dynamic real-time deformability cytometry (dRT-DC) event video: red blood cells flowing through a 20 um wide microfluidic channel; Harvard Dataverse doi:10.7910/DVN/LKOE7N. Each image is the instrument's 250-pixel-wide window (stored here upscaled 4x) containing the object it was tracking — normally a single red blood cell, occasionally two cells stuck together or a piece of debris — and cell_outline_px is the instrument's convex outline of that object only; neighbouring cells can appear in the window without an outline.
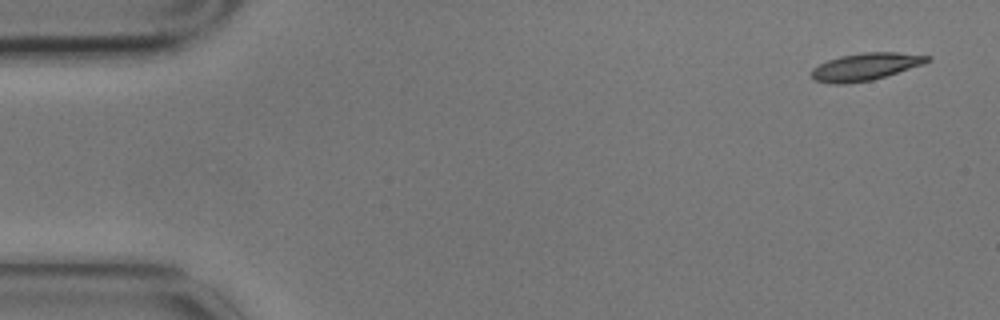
{"species": "common noctule bat (a hibernating species)", "species_latin": "Nyctalus noctula", "temperature_condition": "cold", "stored_images_in_passage": 7, "camera_frame_rate_fps": 3000, "um_per_image_px": 0.085, "animal": {"sex": "male", "body_mass_g": 17.9}, "frame": {"image": 1, "passage_image": 1, "time_ms": 0.0, "image_size_px": [1000, 320], "cell_outline_px": [[932, 60], [924, 64], [872, 80], [844, 84], [832, 84], [812, 80], [812, 68], [828, 60], [840, 56], [864, 52], [896, 52], [932, 56]], "centroid_in_image_um": [73.57, 5.67], "position_along_channel_um": 11.4, "area_um2": 18.5}}
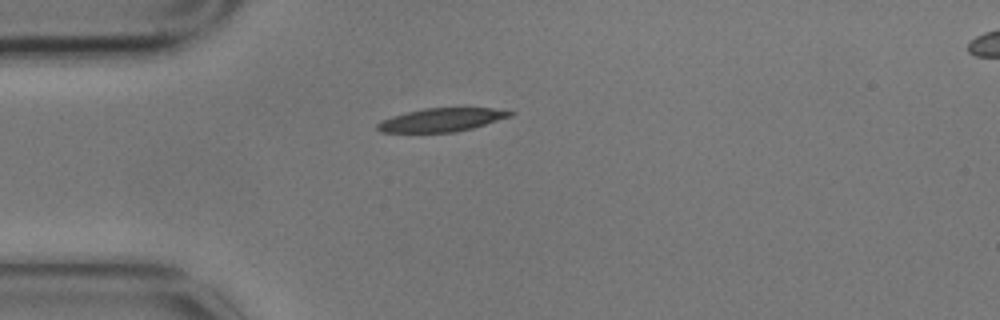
{"frame": {"image": 2, "passage_image": 4, "time_ms": 1.0, "image_size_px": [1000, 320], "cell_outline_px": [[516, 112], [512, 116], [472, 128], [456, 132], [380, 132], [376, 128], [376, 124], [380, 120], [392, 116], [424, 108], [492, 108]], "centroid_in_image_um": [37.52, 10.19], "position_along_channel_um": 47.5, "area_um2": 18.03}}